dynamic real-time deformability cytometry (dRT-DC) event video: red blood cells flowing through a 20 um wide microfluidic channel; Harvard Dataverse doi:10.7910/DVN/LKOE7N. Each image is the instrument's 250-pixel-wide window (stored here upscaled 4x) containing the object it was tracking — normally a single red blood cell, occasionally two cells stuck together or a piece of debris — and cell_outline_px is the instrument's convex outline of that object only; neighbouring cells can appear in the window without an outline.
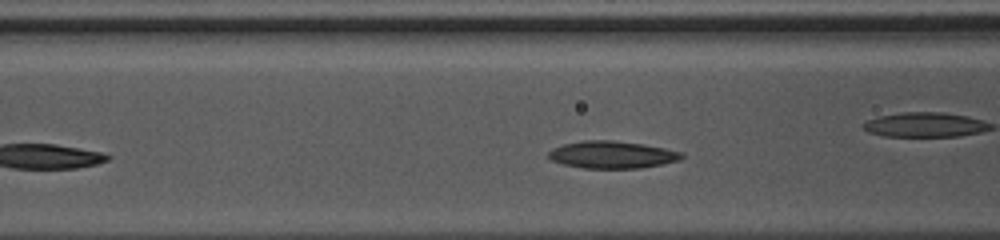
{"species": "common noctule bat (a hibernating species)", "species_latin": "Nyctalus noctula", "temperature_condition": "warm", "stored_images_in_passage": 23, "camera_frame_rate_fps": 3000, "um_per_image_px": 0.085, "animal": {"sex": "female", "body_mass_g": 10.0, "forearm_length_mm": 53.1}, "frame": {"image": 1, "passage_image": 4, "time_ms": 1.0, "image_size_px": [1000, 240], "cell_outline_px": [[684, 156], [680, 160], [640, 168], [584, 168], [564, 164], [552, 160], [548, 156], [548, 152], [552, 148], [564, 144], [584, 140], [612, 140], [644, 144], [684, 152]], "centroid_in_image_um": [52.04, 13.14], "position_along_channel_um": 114.6, "area_um2": 21.1}, "authors_computed_cell_mechanics": {"area_um2": 20.0566, "velocity_mm_per_s": 4.1908, "shape_relaxation_time_tau1_ms": 2.858, "shape_relaxation_time_tau2_ms": 1.998, "deformation_change_tau1": 0.0811, "deformation_change_tau2": 0.0745}}